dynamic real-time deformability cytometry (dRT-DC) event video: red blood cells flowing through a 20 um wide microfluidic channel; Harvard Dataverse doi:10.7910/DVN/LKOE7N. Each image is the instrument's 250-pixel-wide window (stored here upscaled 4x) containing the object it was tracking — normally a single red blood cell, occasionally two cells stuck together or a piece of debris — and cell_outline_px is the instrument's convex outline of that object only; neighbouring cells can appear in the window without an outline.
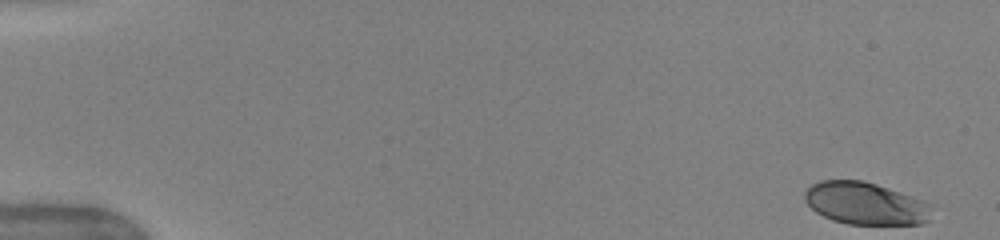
{"species": "human", "species_latin": "Homo sapiens", "temperature_condition": "warm", "stored_images_in_passage": 50, "camera_frame_rate_fps": 3000, "um_per_image_px": 0.085, "donor": {"sex": "female"}, "frame": {"image": 1, "passage_image": 1, "time_ms": 0.0, "image_size_px": [1000, 240], "cell_outline_px": [[932, 204], [928, 220], [924, 224], [848, 224], [832, 220], [816, 212], [804, 200], [804, 192], [812, 184], [820, 180], [864, 180], [900, 192]], "centroid_in_image_um": [73.54, 17.29], "position_along_channel_um": 11.5, "area_um2": 31.27}}
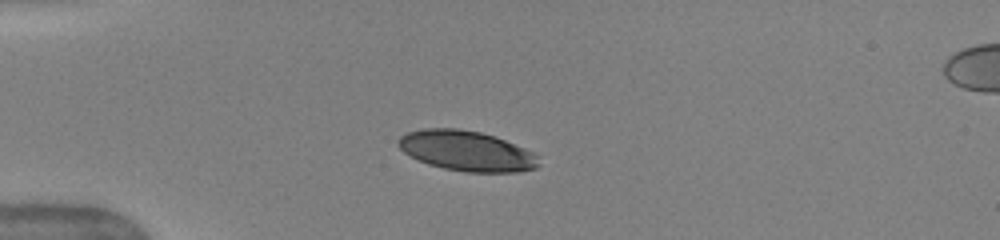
{"frame": {"image": 2, "passage_image": 13, "time_ms": 4.0, "image_size_px": [1000, 240], "cell_outline_px": [[540, 164], [536, 168], [520, 172], [464, 172], [444, 168], [428, 164], [404, 152], [396, 144], [396, 140], [400, 136], [408, 132], [424, 128], [456, 128], [480, 132], [496, 136], [536, 152], [540, 156]], "centroid_in_image_um": [39.72, 12.82], "position_along_channel_um": 45.3, "area_um2": 33.29}}
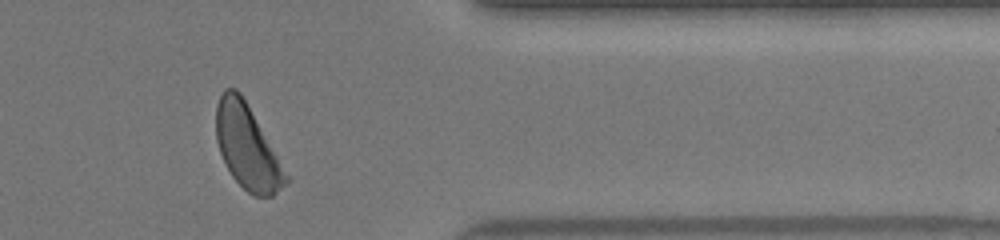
{"frame": {"image": 3, "passage_image": 42, "time_ms": 13.667, "image_size_px": [1000, 240], "cell_outline_px": [[288, 180], [272, 196], [252, 196], [232, 176], [220, 152], [216, 140], [216, 104], [224, 88], [236, 88], [240, 92], [288, 176]], "centroid_in_image_um": [20.96, 12.48], "position_along_channel_um": 390.4, "area_um2": 33.12}, "authors_computed_cell_mechanics": {"area_um2": 34.4777, "velocity_mm_per_s": 3.9867, "shape_relaxation_time_tau1_ms": 2.2624, "shape_relaxation_time_tau2_ms": null, "deformation_change_tau1": 0.1407, "deformation_change_tau2": null}}